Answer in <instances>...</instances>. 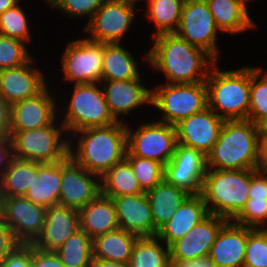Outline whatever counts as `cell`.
<instances>
[{
	"label": "cell",
	"instance_id": "obj_41",
	"mask_svg": "<svg viewBox=\"0 0 267 267\" xmlns=\"http://www.w3.org/2000/svg\"><path fill=\"white\" fill-rule=\"evenodd\" d=\"M232 221L249 228H267L264 226L267 222V200L248 199L244 208Z\"/></svg>",
	"mask_w": 267,
	"mask_h": 267
},
{
	"label": "cell",
	"instance_id": "obj_30",
	"mask_svg": "<svg viewBox=\"0 0 267 267\" xmlns=\"http://www.w3.org/2000/svg\"><path fill=\"white\" fill-rule=\"evenodd\" d=\"M140 77L138 63L120 43H103L101 80H133Z\"/></svg>",
	"mask_w": 267,
	"mask_h": 267
},
{
	"label": "cell",
	"instance_id": "obj_27",
	"mask_svg": "<svg viewBox=\"0 0 267 267\" xmlns=\"http://www.w3.org/2000/svg\"><path fill=\"white\" fill-rule=\"evenodd\" d=\"M145 194L149 200L154 221V236L190 196L185 190L167 183L164 179Z\"/></svg>",
	"mask_w": 267,
	"mask_h": 267
},
{
	"label": "cell",
	"instance_id": "obj_15",
	"mask_svg": "<svg viewBox=\"0 0 267 267\" xmlns=\"http://www.w3.org/2000/svg\"><path fill=\"white\" fill-rule=\"evenodd\" d=\"M100 193V176L87 171L70 156L61 160L59 205L80 210Z\"/></svg>",
	"mask_w": 267,
	"mask_h": 267
},
{
	"label": "cell",
	"instance_id": "obj_1",
	"mask_svg": "<svg viewBox=\"0 0 267 267\" xmlns=\"http://www.w3.org/2000/svg\"><path fill=\"white\" fill-rule=\"evenodd\" d=\"M154 45L145 54L152 68L162 71L166 83L205 82L217 62L205 50L189 44L175 33L153 36Z\"/></svg>",
	"mask_w": 267,
	"mask_h": 267
},
{
	"label": "cell",
	"instance_id": "obj_36",
	"mask_svg": "<svg viewBox=\"0 0 267 267\" xmlns=\"http://www.w3.org/2000/svg\"><path fill=\"white\" fill-rule=\"evenodd\" d=\"M261 67H250V107L248 120L256 124L267 117V72ZM263 73V74H262Z\"/></svg>",
	"mask_w": 267,
	"mask_h": 267
},
{
	"label": "cell",
	"instance_id": "obj_5",
	"mask_svg": "<svg viewBox=\"0 0 267 267\" xmlns=\"http://www.w3.org/2000/svg\"><path fill=\"white\" fill-rule=\"evenodd\" d=\"M250 182L251 169H207L201 195L208 213L233 220L249 199Z\"/></svg>",
	"mask_w": 267,
	"mask_h": 267
},
{
	"label": "cell",
	"instance_id": "obj_31",
	"mask_svg": "<svg viewBox=\"0 0 267 267\" xmlns=\"http://www.w3.org/2000/svg\"><path fill=\"white\" fill-rule=\"evenodd\" d=\"M38 163L14 158L0 178V198L24 196L37 176Z\"/></svg>",
	"mask_w": 267,
	"mask_h": 267
},
{
	"label": "cell",
	"instance_id": "obj_49",
	"mask_svg": "<svg viewBox=\"0 0 267 267\" xmlns=\"http://www.w3.org/2000/svg\"><path fill=\"white\" fill-rule=\"evenodd\" d=\"M171 267H216L209 257L199 258L193 261L171 262Z\"/></svg>",
	"mask_w": 267,
	"mask_h": 267
},
{
	"label": "cell",
	"instance_id": "obj_24",
	"mask_svg": "<svg viewBox=\"0 0 267 267\" xmlns=\"http://www.w3.org/2000/svg\"><path fill=\"white\" fill-rule=\"evenodd\" d=\"M209 215L206 204L201 194L190 195L175 214L157 232L160 242L170 247L174 242L181 239L194 226Z\"/></svg>",
	"mask_w": 267,
	"mask_h": 267
},
{
	"label": "cell",
	"instance_id": "obj_38",
	"mask_svg": "<svg viewBox=\"0 0 267 267\" xmlns=\"http://www.w3.org/2000/svg\"><path fill=\"white\" fill-rule=\"evenodd\" d=\"M0 34L25 43L31 40L27 16L19 3L0 14Z\"/></svg>",
	"mask_w": 267,
	"mask_h": 267
},
{
	"label": "cell",
	"instance_id": "obj_23",
	"mask_svg": "<svg viewBox=\"0 0 267 267\" xmlns=\"http://www.w3.org/2000/svg\"><path fill=\"white\" fill-rule=\"evenodd\" d=\"M248 227L228 220L219 230L209 258L216 267H243Z\"/></svg>",
	"mask_w": 267,
	"mask_h": 267
},
{
	"label": "cell",
	"instance_id": "obj_53",
	"mask_svg": "<svg viewBox=\"0 0 267 267\" xmlns=\"http://www.w3.org/2000/svg\"><path fill=\"white\" fill-rule=\"evenodd\" d=\"M20 0H0V14L16 6Z\"/></svg>",
	"mask_w": 267,
	"mask_h": 267
},
{
	"label": "cell",
	"instance_id": "obj_39",
	"mask_svg": "<svg viewBox=\"0 0 267 267\" xmlns=\"http://www.w3.org/2000/svg\"><path fill=\"white\" fill-rule=\"evenodd\" d=\"M243 267H267V228H249Z\"/></svg>",
	"mask_w": 267,
	"mask_h": 267
},
{
	"label": "cell",
	"instance_id": "obj_50",
	"mask_svg": "<svg viewBox=\"0 0 267 267\" xmlns=\"http://www.w3.org/2000/svg\"><path fill=\"white\" fill-rule=\"evenodd\" d=\"M259 170L267 171V139H259Z\"/></svg>",
	"mask_w": 267,
	"mask_h": 267
},
{
	"label": "cell",
	"instance_id": "obj_22",
	"mask_svg": "<svg viewBox=\"0 0 267 267\" xmlns=\"http://www.w3.org/2000/svg\"><path fill=\"white\" fill-rule=\"evenodd\" d=\"M112 199L120 229L139 237L154 236V221L145 192Z\"/></svg>",
	"mask_w": 267,
	"mask_h": 267
},
{
	"label": "cell",
	"instance_id": "obj_19",
	"mask_svg": "<svg viewBox=\"0 0 267 267\" xmlns=\"http://www.w3.org/2000/svg\"><path fill=\"white\" fill-rule=\"evenodd\" d=\"M32 57L26 64L0 70V97L10 105L39 94L46 86L44 74Z\"/></svg>",
	"mask_w": 267,
	"mask_h": 267
},
{
	"label": "cell",
	"instance_id": "obj_52",
	"mask_svg": "<svg viewBox=\"0 0 267 267\" xmlns=\"http://www.w3.org/2000/svg\"><path fill=\"white\" fill-rule=\"evenodd\" d=\"M256 128L259 139H267V117L261 118L256 123Z\"/></svg>",
	"mask_w": 267,
	"mask_h": 267
},
{
	"label": "cell",
	"instance_id": "obj_29",
	"mask_svg": "<svg viewBox=\"0 0 267 267\" xmlns=\"http://www.w3.org/2000/svg\"><path fill=\"white\" fill-rule=\"evenodd\" d=\"M136 234L117 229L92 239L93 258L129 263Z\"/></svg>",
	"mask_w": 267,
	"mask_h": 267
},
{
	"label": "cell",
	"instance_id": "obj_37",
	"mask_svg": "<svg viewBox=\"0 0 267 267\" xmlns=\"http://www.w3.org/2000/svg\"><path fill=\"white\" fill-rule=\"evenodd\" d=\"M125 158L132 167L141 189L146 192L163 180L164 166L157 161L132 155L128 150Z\"/></svg>",
	"mask_w": 267,
	"mask_h": 267
},
{
	"label": "cell",
	"instance_id": "obj_26",
	"mask_svg": "<svg viewBox=\"0 0 267 267\" xmlns=\"http://www.w3.org/2000/svg\"><path fill=\"white\" fill-rule=\"evenodd\" d=\"M219 31L234 34L256 27L249 16L247 0H206Z\"/></svg>",
	"mask_w": 267,
	"mask_h": 267
},
{
	"label": "cell",
	"instance_id": "obj_25",
	"mask_svg": "<svg viewBox=\"0 0 267 267\" xmlns=\"http://www.w3.org/2000/svg\"><path fill=\"white\" fill-rule=\"evenodd\" d=\"M78 212L80 230H83L91 239L119 229L113 199L102 193Z\"/></svg>",
	"mask_w": 267,
	"mask_h": 267
},
{
	"label": "cell",
	"instance_id": "obj_32",
	"mask_svg": "<svg viewBox=\"0 0 267 267\" xmlns=\"http://www.w3.org/2000/svg\"><path fill=\"white\" fill-rule=\"evenodd\" d=\"M143 192L126 158L101 176V193L110 198Z\"/></svg>",
	"mask_w": 267,
	"mask_h": 267
},
{
	"label": "cell",
	"instance_id": "obj_17",
	"mask_svg": "<svg viewBox=\"0 0 267 267\" xmlns=\"http://www.w3.org/2000/svg\"><path fill=\"white\" fill-rule=\"evenodd\" d=\"M223 123L224 120L207 107L175 125L177 142L207 156L218 140Z\"/></svg>",
	"mask_w": 267,
	"mask_h": 267
},
{
	"label": "cell",
	"instance_id": "obj_28",
	"mask_svg": "<svg viewBox=\"0 0 267 267\" xmlns=\"http://www.w3.org/2000/svg\"><path fill=\"white\" fill-rule=\"evenodd\" d=\"M61 189V161L38 163L37 176L24 197L34 204L49 208L59 204Z\"/></svg>",
	"mask_w": 267,
	"mask_h": 267
},
{
	"label": "cell",
	"instance_id": "obj_4",
	"mask_svg": "<svg viewBox=\"0 0 267 267\" xmlns=\"http://www.w3.org/2000/svg\"><path fill=\"white\" fill-rule=\"evenodd\" d=\"M205 84L208 107L219 117L224 121L248 120L250 67L221 71L216 62L210 69Z\"/></svg>",
	"mask_w": 267,
	"mask_h": 267
},
{
	"label": "cell",
	"instance_id": "obj_18",
	"mask_svg": "<svg viewBox=\"0 0 267 267\" xmlns=\"http://www.w3.org/2000/svg\"><path fill=\"white\" fill-rule=\"evenodd\" d=\"M47 88L36 96L11 105V131L39 129L50 125L58 117L56 101Z\"/></svg>",
	"mask_w": 267,
	"mask_h": 267
},
{
	"label": "cell",
	"instance_id": "obj_20",
	"mask_svg": "<svg viewBox=\"0 0 267 267\" xmlns=\"http://www.w3.org/2000/svg\"><path fill=\"white\" fill-rule=\"evenodd\" d=\"M79 230L77 209L59 204L53 205L46 208L43 230L32 245L42 251L56 252L70 236Z\"/></svg>",
	"mask_w": 267,
	"mask_h": 267
},
{
	"label": "cell",
	"instance_id": "obj_51",
	"mask_svg": "<svg viewBox=\"0 0 267 267\" xmlns=\"http://www.w3.org/2000/svg\"><path fill=\"white\" fill-rule=\"evenodd\" d=\"M91 267H129V263L93 258Z\"/></svg>",
	"mask_w": 267,
	"mask_h": 267
},
{
	"label": "cell",
	"instance_id": "obj_7",
	"mask_svg": "<svg viewBox=\"0 0 267 267\" xmlns=\"http://www.w3.org/2000/svg\"><path fill=\"white\" fill-rule=\"evenodd\" d=\"M151 105L163 114L158 121L175 126L208 107L206 84L160 83L152 90Z\"/></svg>",
	"mask_w": 267,
	"mask_h": 267
},
{
	"label": "cell",
	"instance_id": "obj_21",
	"mask_svg": "<svg viewBox=\"0 0 267 267\" xmlns=\"http://www.w3.org/2000/svg\"><path fill=\"white\" fill-rule=\"evenodd\" d=\"M110 114L120 122V115H127L144 104H151L152 89L141 83V76L133 80H101Z\"/></svg>",
	"mask_w": 267,
	"mask_h": 267
},
{
	"label": "cell",
	"instance_id": "obj_47",
	"mask_svg": "<svg viewBox=\"0 0 267 267\" xmlns=\"http://www.w3.org/2000/svg\"><path fill=\"white\" fill-rule=\"evenodd\" d=\"M11 138V105L0 97V139Z\"/></svg>",
	"mask_w": 267,
	"mask_h": 267
},
{
	"label": "cell",
	"instance_id": "obj_33",
	"mask_svg": "<svg viewBox=\"0 0 267 267\" xmlns=\"http://www.w3.org/2000/svg\"><path fill=\"white\" fill-rule=\"evenodd\" d=\"M158 241L157 236L139 237L134 244L129 267H171L170 247H163Z\"/></svg>",
	"mask_w": 267,
	"mask_h": 267
},
{
	"label": "cell",
	"instance_id": "obj_42",
	"mask_svg": "<svg viewBox=\"0 0 267 267\" xmlns=\"http://www.w3.org/2000/svg\"><path fill=\"white\" fill-rule=\"evenodd\" d=\"M105 0H53L50 3L54 9L58 8L62 13L72 17H89L88 21L93 17L97 10L102 6Z\"/></svg>",
	"mask_w": 267,
	"mask_h": 267
},
{
	"label": "cell",
	"instance_id": "obj_8",
	"mask_svg": "<svg viewBox=\"0 0 267 267\" xmlns=\"http://www.w3.org/2000/svg\"><path fill=\"white\" fill-rule=\"evenodd\" d=\"M97 84H74L67 113L62 119L67 134L117 122L109 112L103 89Z\"/></svg>",
	"mask_w": 267,
	"mask_h": 267
},
{
	"label": "cell",
	"instance_id": "obj_11",
	"mask_svg": "<svg viewBox=\"0 0 267 267\" xmlns=\"http://www.w3.org/2000/svg\"><path fill=\"white\" fill-rule=\"evenodd\" d=\"M64 79L74 84L100 83L103 43L86 38L70 41L62 56Z\"/></svg>",
	"mask_w": 267,
	"mask_h": 267
},
{
	"label": "cell",
	"instance_id": "obj_44",
	"mask_svg": "<svg viewBox=\"0 0 267 267\" xmlns=\"http://www.w3.org/2000/svg\"><path fill=\"white\" fill-rule=\"evenodd\" d=\"M249 199L267 200V171L251 169Z\"/></svg>",
	"mask_w": 267,
	"mask_h": 267
},
{
	"label": "cell",
	"instance_id": "obj_55",
	"mask_svg": "<svg viewBox=\"0 0 267 267\" xmlns=\"http://www.w3.org/2000/svg\"><path fill=\"white\" fill-rule=\"evenodd\" d=\"M45 1L50 4L53 0H45Z\"/></svg>",
	"mask_w": 267,
	"mask_h": 267
},
{
	"label": "cell",
	"instance_id": "obj_6",
	"mask_svg": "<svg viewBox=\"0 0 267 267\" xmlns=\"http://www.w3.org/2000/svg\"><path fill=\"white\" fill-rule=\"evenodd\" d=\"M56 120L58 121L56 118L50 125L39 129L11 131L14 158L41 164L67 158L70 139L66 138L68 134L62 123L59 124L60 128L57 127Z\"/></svg>",
	"mask_w": 267,
	"mask_h": 267
},
{
	"label": "cell",
	"instance_id": "obj_40",
	"mask_svg": "<svg viewBox=\"0 0 267 267\" xmlns=\"http://www.w3.org/2000/svg\"><path fill=\"white\" fill-rule=\"evenodd\" d=\"M31 58L25 42L0 34V70L21 66Z\"/></svg>",
	"mask_w": 267,
	"mask_h": 267
},
{
	"label": "cell",
	"instance_id": "obj_34",
	"mask_svg": "<svg viewBox=\"0 0 267 267\" xmlns=\"http://www.w3.org/2000/svg\"><path fill=\"white\" fill-rule=\"evenodd\" d=\"M148 10L145 16L156 25L153 36L163 33H175L181 17L185 0H147Z\"/></svg>",
	"mask_w": 267,
	"mask_h": 267
},
{
	"label": "cell",
	"instance_id": "obj_9",
	"mask_svg": "<svg viewBox=\"0 0 267 267\" xmlns=\"http://www.w3.org/2000/svg\"><path fill=\"white\" fill-rule=\"evenodd\" d=\"M127 150L135 156L151 159L165 166L174 155L177 134L174 125L155 121L143 123L134 132L126 124Z\"/></svg>",
	"mask_w": 267,
	"mask_h": 267
},
{
	"label": "cell",
	"instance_id": "obj_3",
	"mask_svg": "<svg viewBox=\"0 0 267 267\" xmlns=\"http://www.w3.org/2000/svg\"><path fill=\"white\" fill-rule=\"evenodd\" d=\"M256 124L250 120L224 121L218 140L207 157V169H259Z\"/></svg>",
	"mask_w": 267,
	"mask_h": 267
},
{
	"label": "cell",
	"instance_id": "obj_43",
	"mask_svg": "<svg viewBox=\"0 0 267 267\" xmlns=\"http://www.w3.org/2000/svg\"><path fill=\"white\" fill-rule=\"evenodd\" d=\"M0 267H31V244L18 245L2 261Z\"/></svg>",
	"mask_w": 267,
	"mask_h": 267
},
{
	"label": "cell",
	"instance_id": "obj_48",
	"mask_svg": "<svg viewBox=\"0 0 267 267\" xmlns=\"http://www.w3.org/2000/svg\"><path fill=\"white\" fill-rule=\"evenodd\" d=\"M14 159L11 138L0 139V178Z\"/></svg>",
	"mask_w": 267,
	"mask_h": 267
},
{
	"label": "cell",
	"instance_id": "obj_13",
	"mask_svg": "<svg viewBox=\"0 0 267 267\" xmlns=\"http://www.w3.org/2000/svg\"><path fill=\"white\" fill-rule=\"evenodd\" d=\"M0 199V219L12 230L20 244H33L43 230L46 208L24 196Z\"/></svg>",
	"mask_w": 267,
	"mask_h": 267
},
{
	"label": "cell",
	"instance_id": "obj_12",
	"mask_svg": "<svg viewBox=\"0 0 267 267\" xmlns=\"http://www.w3.org/2000/svg\"><path fill=\"white\" fill-rule=\"evenodd\" d=\"M135 4L126 0H105L86 24V39L98 43H121L135 15Z\"/></svg>",
	"mask_w": 267,
	"mask_h": 267
},
{
	"label": "cell",
	"instance_id": "obj_46",
	"mask_svg": "<svg viewBox=\"0 0 267 267\" xmlns=\"http://www.w3.org/2000/svg\"><path fill=\"white\" fill-rule=\"evenodd\" d=\"M18 245L12 230L0 219V265Z\"/></svg>",
	"mask_w": 267,
	"mask_h": 267
},
{
	"label": "cell",
	"instance_id": "obj_10",
	"mask_svg": "<svg viewBox=\"0 0 267 267\" xmlns=\"http://www.w3.org/2000/svg\"><path fill=\"white\" fill-rule=\"evenodd\" d=\"M218 31L206 0H185L175 34L189 44L205 50L217 61L216 34Z\"/></svg>",
	"mask_w": 267,
	"mask_h": 267
},
{
	"label": "cell",
	"instance_id": "obj_45",
	"mask_svg": "<svg viewBox=\"0 0 267 267\" xmlns=\"http://www.w3.org/2000/svg\"><path fill=\"white\" fill-rule=\"evenodd\" d=\"M31 267H65L55 252L37 249L31 244Z\"/></svg>",
	"mask_w": 267,
	"mask_h": 267
},
{
	"label": "cell",
	"instance_id": "obj_16",
	"mask_svg": "<svg viewBox=\"0 0 267 267\" xmlns=\"http://www.w3.org/2000/svg\"><path fill=\"white\" fill-rule=\"evenodd\" d=\"M226 218L209 214L184 237L170 246V261H193L209 256L211 247Z\"/></svg>",
	"mask_w": 267,
	"mask_h": 267
},
{
	"label": "cell",
	"instance_id": "obj_14",
	"mask_svg": "<svg viewBox=\"0 0 267 267\" xmlns=\"http://www.w3.org/2000/svg\"><path fill=\"white\" fill-rule=\"evenodd\" d=\"M206 172L207 157L194 148L177 143L174 155L164 166L163 179L190 195H198Z\"/></svg>",
	"mask_w": 267,
	"mask_h": 267
},
{
	"label": "cell",
	"instance_id": "obj_35",
	"mask_svg": "<svg viewBox=\"0 0 267 267\" xmlns=\"http://www.w3.org/2000/svg\"><path fill=\"white\" fill-rule=\"evenodd\" d=\"M65 267H91L92 239L79 230L70 236L55 252Z\"/></svg>",
	"mask_w": 267,
	"mask_h": 267
},
{
	"label": "cell",
	"instance_id": "obj_54",
	"mask_svg": "<svg viewBox=\"0 0 267 267\" xmlns=\"http://www.w3.org/2000/svg\"><path fill=\"white\" fill-rule=\"evenodd\" d=\"M128 3L136 4L138 1H143V0H126ZM147 1V0H146Z\"/></svg>",
	"mask_w": 267,
	"mask_h": 267
},
{
	"label": "cell",
	"instance_id": "obj_2",
	"mask_svg": "<svg viewBox=\"0 0 267 267\" xmlns=\"http://www.w3.org/2000/svg\"><path fill=\"white\" fill-rule=\"evenodd\" d=\"M79 134L76 150H73L74 145L69 141V156L87 171L101 177L125 158L127 132L124 122L78 130L73 137Z\"/></svg>",
	"mask_w": 267,
	"mask_h": 267
}]
</instances>
